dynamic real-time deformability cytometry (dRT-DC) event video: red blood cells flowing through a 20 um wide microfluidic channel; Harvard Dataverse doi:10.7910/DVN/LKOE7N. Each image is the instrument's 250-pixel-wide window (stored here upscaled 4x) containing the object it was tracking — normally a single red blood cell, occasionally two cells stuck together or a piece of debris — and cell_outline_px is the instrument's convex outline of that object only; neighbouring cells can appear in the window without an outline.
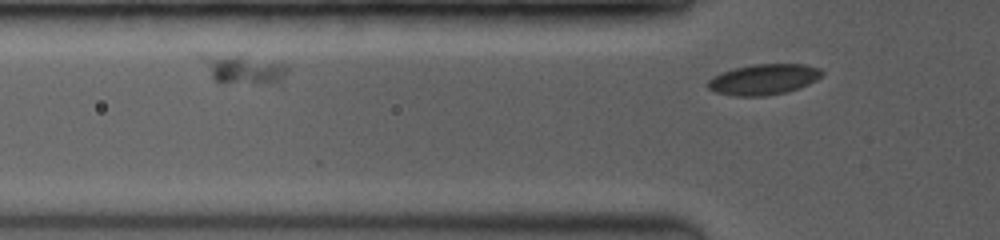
{"species": "common noctule bat (a hibernating species)", "species_latin": "Nyctalus noctula", "temperature_condition": "room temperature", "stored_images_in_passage": 10, "segment_of_instrument_passage": [2, 2], "camera_frame_rate_fps": 3500, "um_per_image_px": 0.085, "animal": {"sex": "female", "body_mass_g": 19.0, "forearm_length_mm": 53.3}, "frame": {"image": 1, "passage_image": 10, "time_ms": 1.429, "image_size_px": [1000, 240], "cell_outline_px": [[824, 72], [816, 80], [808, 84], [784, 92], [768, 96], [736, 96], [716, 92], [708, 88], [708, 80], [720, 72], [736, 68], [756, 64], [804, 64], [820, 68]], "centroid_in_image_um": [64.91, 6.74], "position_along_channel_um": 60.9, "area_um2": 20.17}}